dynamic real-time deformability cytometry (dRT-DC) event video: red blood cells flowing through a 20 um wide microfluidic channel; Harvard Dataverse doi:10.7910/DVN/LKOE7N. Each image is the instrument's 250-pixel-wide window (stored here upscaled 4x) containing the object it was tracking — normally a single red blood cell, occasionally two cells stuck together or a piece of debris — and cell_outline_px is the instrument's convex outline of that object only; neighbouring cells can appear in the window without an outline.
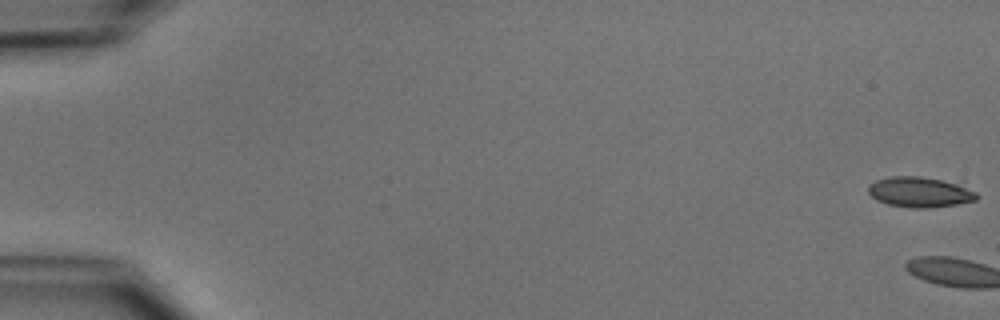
{"species": "common noctule bat (a hibernating species)", "species_latin": "Nyctalus noctula", "temperature_condition": "cold", "stored_images_in_passage": 3, "camera_frame_rate_fps": 3000, "um_per_image_px": 0.085, "animal": {"sex": "male", "body_mass_g": 15.6}, "frame": {"image": 1, "passage_image": 1, "time_ms": 0.0, "image_size_px": [1000, 320], "cell_outline_px": [[980, 196], [976, 200], [956, 204], [928, 208], [912, 208], [888, 204], [876, 200], [868, 192], [868, 184], [876, 180], [892, 176], [920, 176], [964, 180]], "centroid_in_image_um": [78.33, 16.28], "position_along_channel_um": 6.7, "area_um2": 20.17}}